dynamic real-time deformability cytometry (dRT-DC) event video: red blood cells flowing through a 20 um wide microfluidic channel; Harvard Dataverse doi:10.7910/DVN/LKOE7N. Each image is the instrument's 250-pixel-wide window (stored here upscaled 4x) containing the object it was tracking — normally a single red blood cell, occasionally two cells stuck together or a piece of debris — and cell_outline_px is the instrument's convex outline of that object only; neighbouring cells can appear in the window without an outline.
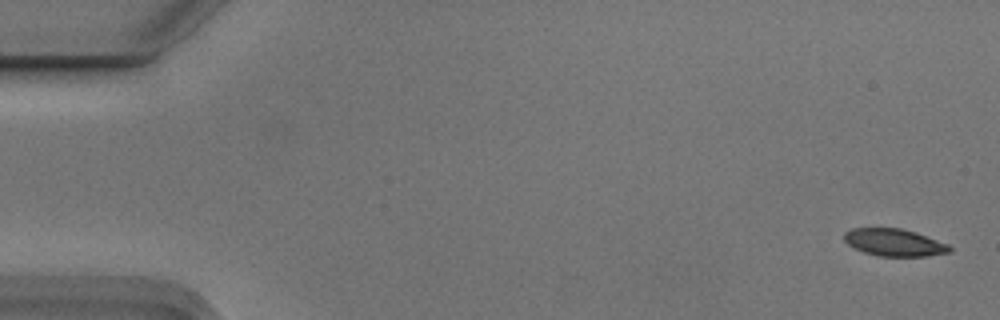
{"species": "Egyptian fruit bat (a non-hibernating species)", "species_latin": "Rousettus aegyptiacus", "temperature_condition": "cold", "stored_images_in_passage": 6, "camera_frame_rate_fps": 3000, "um_per_image_px": 0.085, "animal": {"sex": "male"}, "frame": {"image": 1, "passage_image": 1, "time_ms": 0.0, "image_size_px": [1000, 320], "cell_outline_px": [[952, 252], [928, 256], [876, 256], [864, 252], [848, 244], [844, 240], [844, 232], [852, 228], [900, 228], [916, 232], [948, 244], [952, 248]], "centroid_in_image_um": [76.03, 20.61], "position_along_channel_um": 9.0, "area_um2": 16.82}}
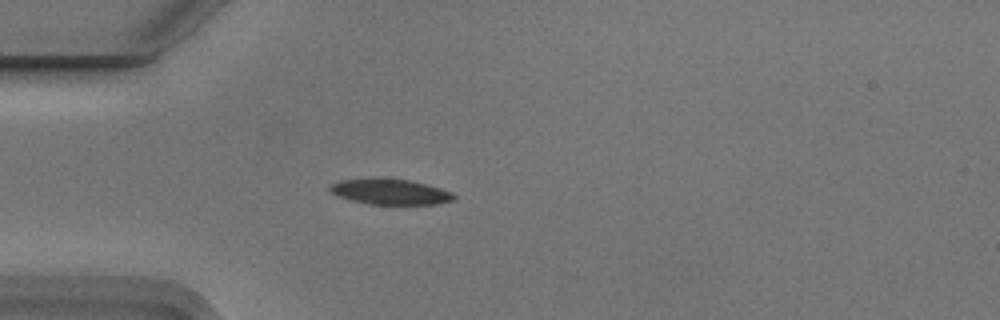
{"frame": {"image": 2, "passage_image": 5, "time_ms": 1.333, "image_size_px": [1000, 320], "cell_outline_px": [[456, 200], [436, 204], [368, 204], [352, 200], [340, 196], [332, 192], [328, 188], [328, 184], [340, 180], [408, 180], [440, 188], [452, 192], [456, 196]], "centroid_in_image_um": [33.21, 16.33], "position_along_channel_um": 51.8, "area_um2": 17.8}}